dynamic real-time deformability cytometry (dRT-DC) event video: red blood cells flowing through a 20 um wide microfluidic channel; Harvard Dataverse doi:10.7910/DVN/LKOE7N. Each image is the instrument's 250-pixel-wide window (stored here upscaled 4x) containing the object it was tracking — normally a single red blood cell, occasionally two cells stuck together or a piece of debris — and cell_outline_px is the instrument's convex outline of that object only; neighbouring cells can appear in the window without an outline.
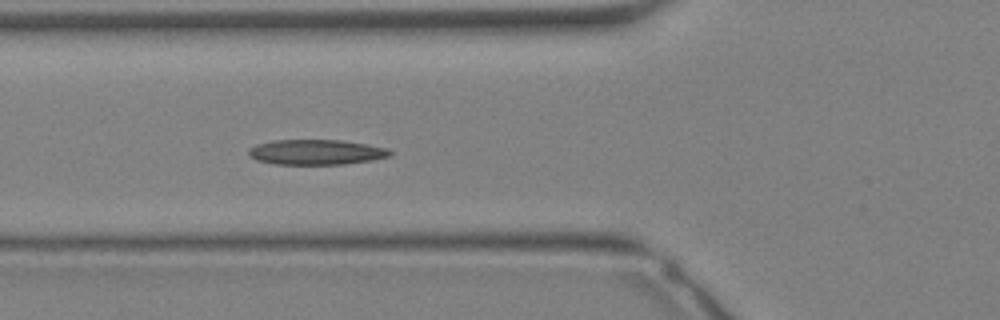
{"species": "Egyptian fruit bat (a non-hibernating species)", "species_latin": "Rousettus aegyptiacus", "temperature_condition": "warm", "stored_images_in_passage": 13, "camera_frame_rate_fps": 3000, "um_per_image_px": 0.085, "animal": {"sex": "female"}, "frame": {"image": 1, "passage_image": 13, "time_ms": 4.0, "image_size_px": [1000, 320], "cell_outline_px": [[392, 156], [372, 160], [344, 164], [272, 164], [256, 160], [248, 156], [248, 148], [256, 144], [272, 140], [340, 140], [388, 148], [392, 152]], "centroid_in_image_um": [26.83, 12.93], "position_along_channel_um": 99.0, "area_um2": 20.87}}